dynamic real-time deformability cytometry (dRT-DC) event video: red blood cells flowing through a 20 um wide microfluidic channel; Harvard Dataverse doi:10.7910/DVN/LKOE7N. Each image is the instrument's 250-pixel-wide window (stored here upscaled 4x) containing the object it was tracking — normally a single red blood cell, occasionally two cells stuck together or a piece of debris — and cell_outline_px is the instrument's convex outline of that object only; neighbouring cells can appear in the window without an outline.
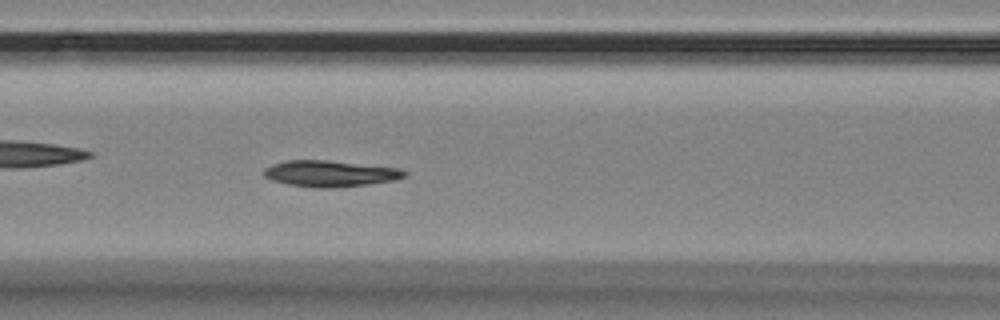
{"species": "Egyptian fruit bat (a non-hibernating species)", "species_latin": "Rousettus aegyptiacus", "temperature_condition": "room temperature", "stored_images_in_passage": 43, "camera_frame_rate_fps": 3000, "um_per_image_px": 0.085, "animal": {"sex": "female"}, "frame": {"image": 1, "passage_image": 11, "time_ms": 3.333, "image_size_px": [1000, 320], "cell_outline_px": [[408, 176], [396, 180], [368, 184], [332, 188], [312, 188], [288, 184], [272, 180], [264, 176], [264, 168], [272, 164], [284, 160], [328, 160], [400, 168], [408, 172]], "centroid_in_image_um": [28.08, 14.75], "position_along_channel_um": 138.5, "area_um2": 21.73}}
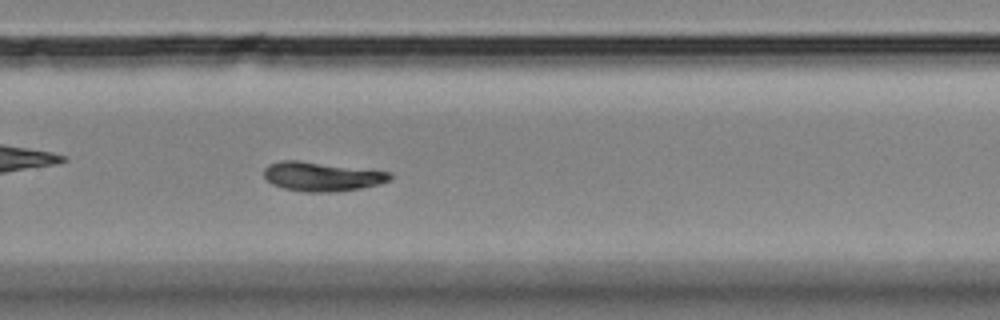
{"frame": {"image": 2, "passage_image": 25, "time_ms": 8.0, "image_size_px": [1000, 320], "cell_outline_px": [[392, 180], [380, 184], [360, 188], [336, 192], [304, 192], [284, 188], [272, 184], [264, 176], [264, 168], [268, 164], [280, 160], [300, 160], [392, 172]], "centroid_in_image_um": [27.37, 15.0], "position_along_channel_um": 302.4, "area_um2": 21.68}}
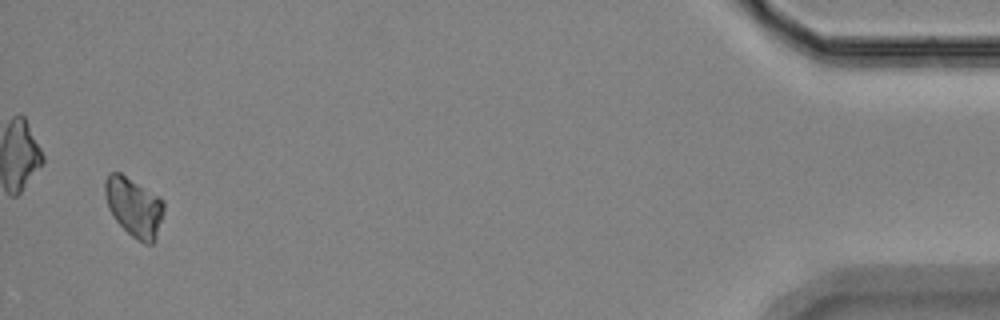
{"frame": {"image": 3, "passage_image": 42, "time_ms": 13.667, "image_size_px": [1000, 320], "cell_outline_px": [[164, 208], [156, 240], [152, 244], [144, 244], [132, 236], [116, 220], [108, 208], [104, 196], [104, 184], [108, 172], [120, 172], [160, 196], [164, 200]], "centroid_in_image_um": [11.39, 17.57], "position_along_channel_um": 423.8, "area_um2": 20.46}}